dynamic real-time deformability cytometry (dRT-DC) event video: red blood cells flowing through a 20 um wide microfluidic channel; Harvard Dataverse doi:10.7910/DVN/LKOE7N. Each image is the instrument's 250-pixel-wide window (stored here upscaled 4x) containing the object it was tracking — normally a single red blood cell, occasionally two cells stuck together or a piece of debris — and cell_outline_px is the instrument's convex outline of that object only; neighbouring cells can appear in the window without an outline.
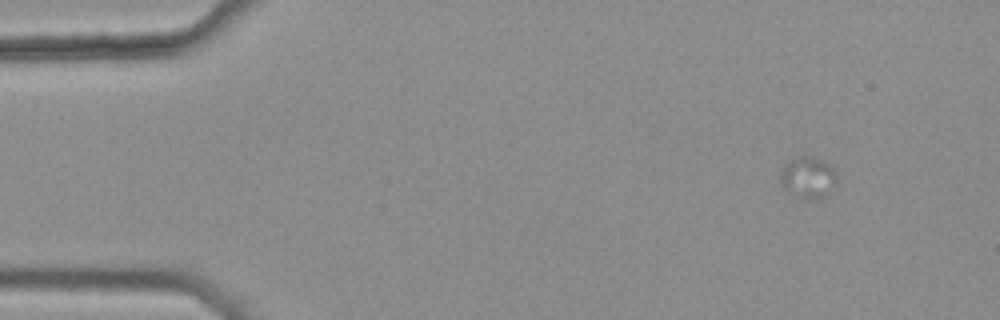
{"species": "common noctule bat (a hibernating species)", "species_latin": "Nyctalus noctula", "temperature_condition": "warm", "stored_images_in_passage": 22, "camera_frame_rate_fps": 3000, "um_per_image_px": 0.085, "animal": {"sex": "female", "body_mass_g": 25.1}, "frame": {"image": 1, "passage_image": 7, "time_ms": 2.0, "image_size_px": [1000, 320], "cell_outline_px": [[836, 180], [820, 196], [812, 200], [804, 200], [788, 192], [784, 188], [780, 180], [780, 176], [784, 168], [792, 160], [804, 152], [828, 164], [836, 172]], "centroid_in_image_um": [68.63, 15.05], "position_along_channel_um": 16.4, "area_um2": 13.12}}